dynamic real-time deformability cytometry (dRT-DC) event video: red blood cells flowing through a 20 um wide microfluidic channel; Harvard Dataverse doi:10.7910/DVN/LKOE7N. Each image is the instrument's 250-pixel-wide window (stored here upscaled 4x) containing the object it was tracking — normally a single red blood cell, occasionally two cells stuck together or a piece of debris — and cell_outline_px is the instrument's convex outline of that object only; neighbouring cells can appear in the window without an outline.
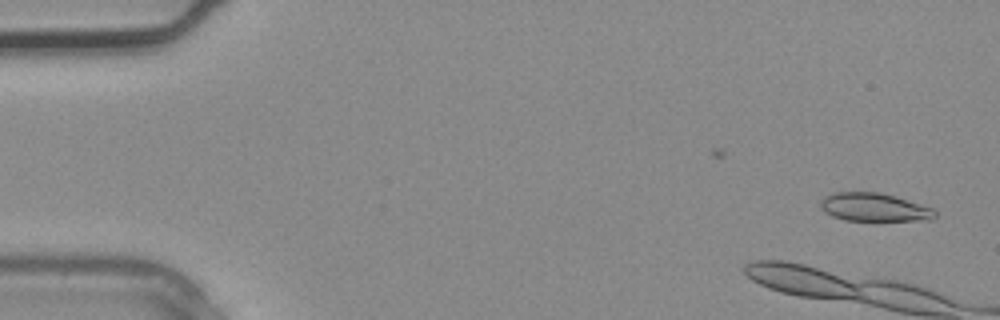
{"species": "common noctule bat (a hibernating species)", "species_latin": "Nyctalus noctula", "temperature_condition": "warm", "stored_images_in_passage": 4, "camera_frame_rate_fps": 3000, "um_per_image_px": 0.085, "animal": {"sex": "male", "body_mass_g": 20.4}, "frame": {"image": 1, "passage_image": 2, "time_ms": 0.333, "image_size_px": [1000, 320], "cell_outline_px": [[936, 216], [932, 220], [844, 220], [832, 216], [824, 212], [820, 208], [820, 200], [824, 196], [832, 192], [880, 192], [932, 208], [936, 212]], "centroid_in_image_um": [74.24, 17.61], "position_along_channel_um": 10.8, "area_um2": 18.79}}